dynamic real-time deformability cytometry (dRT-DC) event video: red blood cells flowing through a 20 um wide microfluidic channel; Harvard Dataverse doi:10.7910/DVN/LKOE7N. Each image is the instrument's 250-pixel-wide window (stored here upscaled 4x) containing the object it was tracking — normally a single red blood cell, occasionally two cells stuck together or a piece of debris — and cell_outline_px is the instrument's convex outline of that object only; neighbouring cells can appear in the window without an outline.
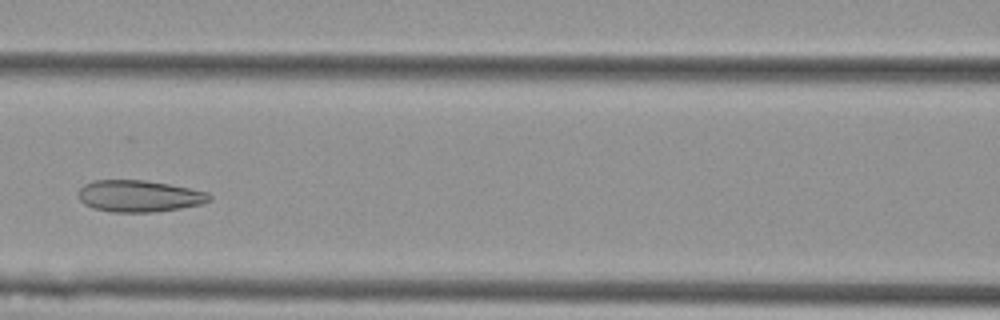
{"species": "Egyptian fruit bat (a non-hibernating species)", "species_latin": "Rousettus aegyptiacus", "temperature_condition": "cold", "stored_images_in_passage": 6, "camera_frame_rate_fps": 3000, "um_per_image_px": 0.085, "animal": {"sex": "female"}, "frame": {"image": 1, "passage_image": 6, "time_ms": 1.667, "image_size_px": [1000, 320], "cell_outline_px": [[212, 200], [200, 204], [180, 208], [152, 212], [112, 212], [92, 208], [84, 204], [80, 200], [80, 188], [84, 184], [92, 180], [144, 180], [168, 184], [208, 192], [212, 196]], "centroid_in_image_um": [11.82, 16.66], "position_along_channel_um": 154.8, "area_um2": 24.1}}